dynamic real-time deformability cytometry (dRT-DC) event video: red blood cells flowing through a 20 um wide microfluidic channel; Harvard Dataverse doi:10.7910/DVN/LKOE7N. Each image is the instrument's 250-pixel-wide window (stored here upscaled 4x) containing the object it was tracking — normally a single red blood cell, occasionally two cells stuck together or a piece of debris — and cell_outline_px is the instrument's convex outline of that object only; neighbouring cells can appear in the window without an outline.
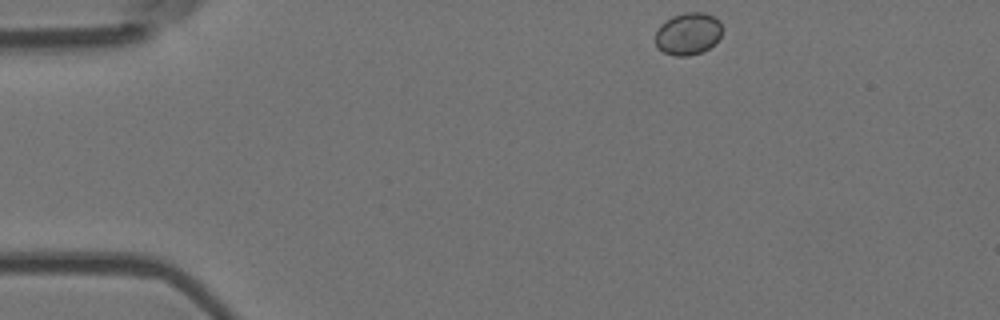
{"species": "Egyptian fruit bat (a non-hibernating species)", "species_latin": "Rousettus aegyptiacus", "temperature_condition": "room temperature", "stored_images_in_passage": 3, "camera_frame_rate_fps": 3000, "um_per_image_px": 0.085, "animal": {"sex": "female"}, "frame": {"image": 1, "passage_image": 1, "time_ms": 0.0, "image_size_px": [1000, 320], "cell_outline_px": [[720, 36], [704, 52], [688, 56], [676, 56], [664, 52], [656, 48], [656, 32], [660, 24], [672, 16], [684, 12], [704, 12], [720, 20]], "centroid_in_image_um": [58.45, 2.87], "position_along_channel_um": 26.5, "area_um2": 16.42}}